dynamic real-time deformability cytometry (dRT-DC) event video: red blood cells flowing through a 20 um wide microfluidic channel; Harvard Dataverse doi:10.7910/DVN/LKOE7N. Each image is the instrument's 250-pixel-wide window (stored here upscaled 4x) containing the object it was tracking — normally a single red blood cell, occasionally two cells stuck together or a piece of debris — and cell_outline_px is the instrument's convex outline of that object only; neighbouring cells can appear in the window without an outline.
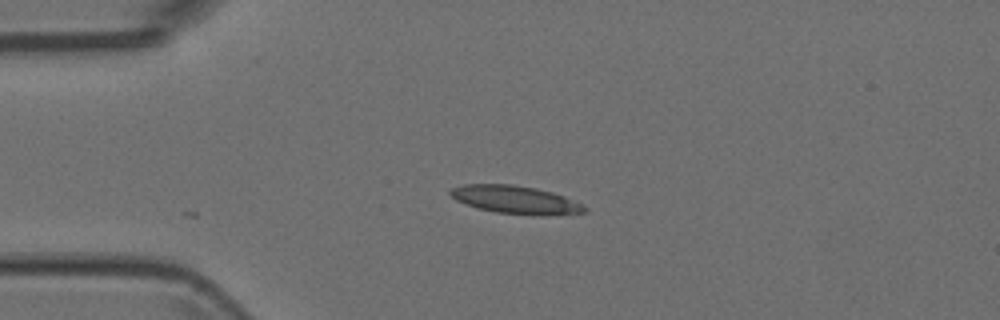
{"species": "Egyptian fruit bat (a non-hibernating species)", "species_latin": "Rousettus aegyptiacus", "temperature_condition": "room temperature", "stored_images_in_passage": 2, "camera_frame_rate_fps": 3000, "um_per_image_px": 0.085, "animal": {"sex": "female"}, "frame": {"image": 1, "passage_image": 1, "time_ms": 0.0, "image_size_px": [1000, 320], "cell_outline_px": [[588, 208], [584, 212], [540, 216], [536, 216], [496, 212], [476, 208], [456, 200], [448, 192], [452, 188], [464, 184], [512, 184], [536, 188], [552, 192], [564, 196]], "centroid_in_image_um": [43.79, 16.98], "position_along_channel_um": 41.2, "area_um2": 21.85}}